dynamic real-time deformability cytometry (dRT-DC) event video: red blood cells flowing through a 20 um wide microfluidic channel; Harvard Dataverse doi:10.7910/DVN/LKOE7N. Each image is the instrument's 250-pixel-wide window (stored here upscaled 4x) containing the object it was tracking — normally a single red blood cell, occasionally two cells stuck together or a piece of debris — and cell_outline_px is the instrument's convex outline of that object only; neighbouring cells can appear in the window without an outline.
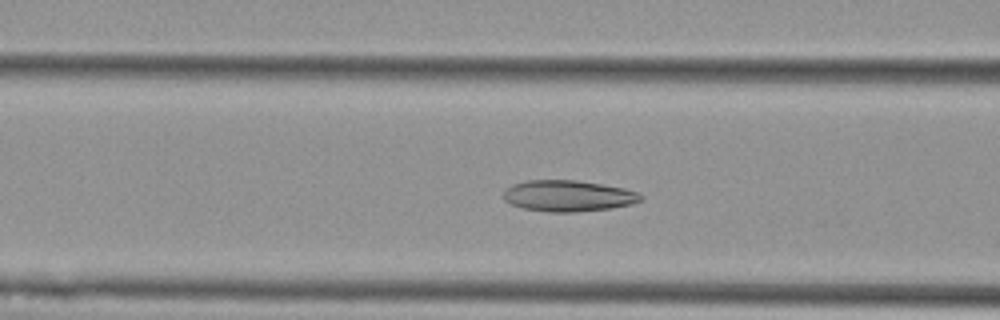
{"species": "Egyptian fruit bat (a non-hibernating species)", "species_latin": "Rousettus aegyptiacus", "temperature_condition": "cold", "stored_images_in_passage": 19, "camera_frame_rate_fps": 3000, "um_per_image_px": 0.085, "animal": {"sex": "female"}, "frame": {"image": 1, "passage_image": 11, "time_ms": 3.333, "image_size_px": [1000, 320], "cell_outline_px": [[644, 200], [632, 204], [612, 208], [576, 212], [548, 212], [524, 208], [512, 204], [504, 200], [504, 192], [512, 184], [528, 180], [576, 180], [624, 188], [636, 192], [644, 196]], "centroid_in_image_um": [48.33, 16.65], "position_along_channel_um": 118.3, "area_um2": 24.91}}
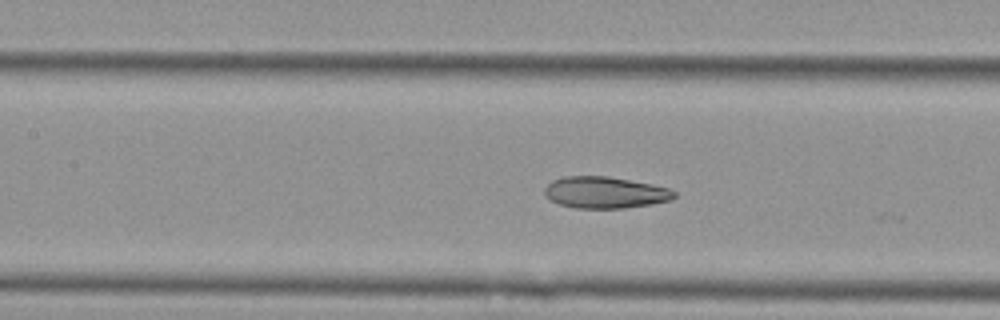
{"frame": {"image": 2, "passage_image": 14, "time_ms": 4.333, "image_size_px": [1000, 320], "cell_outline_px": [[676, 196], [668, 200], [652, 204], [624, 208], [576, 208], [560, 204], [552, 200], [544, 192], [544, 188], [552, 180], [564, 176], [608, 176], [652, 184], [668, 188], [676, 192]], "centroid_in_image_um": [51.43, 16.35], "position_along_channel_um": 156.0, "area_um2": 23.7}}
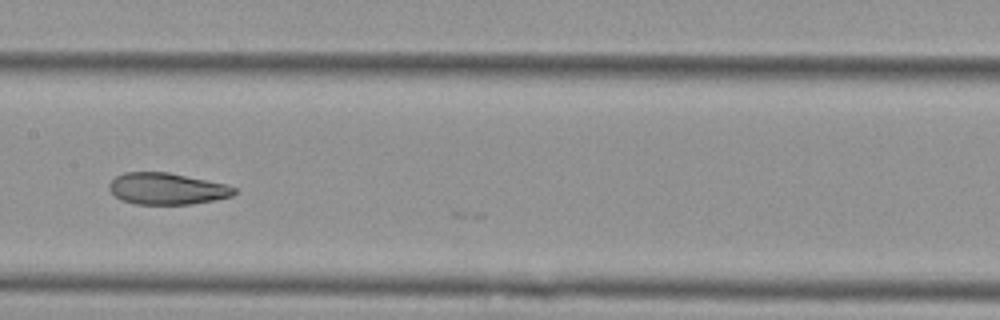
{"frame": {"image": 3, "passage_image": 17, "time_ms": 5.333, "image_size_px": [1000, 320], "cell_outline_px": [[236, 192], [232, 196], [216, 200], [192, 204], [136, 204], [120, 200], [108, 188], [108, 184], [116, 176], [124, 172], [168, 172], [224, 184], [236, 188]], "centroid_in_image_um": [14.17, 16.04], "position_along_channel_um": 193.2, "area_um2": 22.95}}